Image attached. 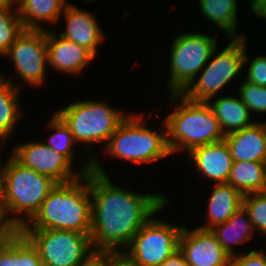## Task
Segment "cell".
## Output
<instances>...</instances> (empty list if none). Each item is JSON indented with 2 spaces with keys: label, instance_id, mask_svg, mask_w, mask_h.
Wrapping results in <instances>:
<instances>
[{
  "label": "cell",
  "instance_id": "6da1fadb",
  "mask_svg": "<svg viewBox=\"0 0 266 266\" xmlns=\"http://www.w3.org/2000/svg\"><path fill=\"white\" fill-rule=\"evenodd\" d=\"M99 159L89 172L91 246L97 253H122L134 235L170 202L167 195L135 193L113 183Z\"/></svg>",
  "mask_w": 266,
  "mask_h": 266
},
{
  "label": "cell",
  "instance_id": "7a4b0ae2",
  "mask_svg": "<svg viewBox=\"0 0 266 266\" xmlns=\"http://www.w3.org/2000/svg\"><path fill=\"white\" fill-rule=\"evenodd\" d=\"M2 163L1 209L6 222L14 230H20L40 210L48 193L57 183L50 177L23 166L12 155Z\"/></svg>",
  "mask_w": 266,
  "mask_h": 266
},
{
  "label": "cell",
  "instance_id": "3957f363",
  "mask_svg": "<svg viewBox=\"0 0 266 266\" xmlns=\"http://www.w3.org/2000/svg\"><path fill=\"white\" fill-rule=\"evenodd\" d=\"M91 193L89 173L57 184L40 210L21 229H55L91 234Z\"/></svg>",
  "mask_w": 266,
  "mask_h": 266
},
{
  "label": "cell",
  "instance_id": "277c9868",
  "mask_svg": "<svg viewBox=\"0 0 266 266\" xmlns=\"http://www.w3.org/2000/svg\"><path fill=\"white\" fill-rule=\"evenodd\" d=\"M55 113L70 128L77 144H84L85 159L82 158L79 169L87 174L93 169V161L96 159L92 153L93 144H108L110 137L129 115L112 108L106 101L99 100H78L71 101L68 106L57 109ZM91 153H87V152ZM86 152V153H85ZM88 158V159H87ZM83 164V165H82Z\"/></svg>",
  "mask_w": 266,
  "mask_h": 266
},
{
  "label": "cell",
  "instance_id": "5b68a950",
  "mask_svg": "<svg viewBox=\"0 0 266 266\" xmlns=\"http://www.w3.org/2000/svg\"><path fill=\"white\" fill-rule=\"evenodd\" d=\"M178 101L164 121L171 153H189L196 147L223 140L225 135L207 102L187 99L181 93L169 94V102Z\"/></svg>",
  "mask_w": 266,
  "mask_h": 266
},
{
  "label": "cell",
  "instance_id": "8992f818",
  "mask_svg": "<svg viewBox=\"0 0 266 266\" xmlns=\"http://www.w3.org/2000/svg\"><path fill=\"white\" fill-rule=\"evenodd\" d=\"M142 114L129 115L122 121L110 137L105 153L111 158L132 163H152L172 155L168 146L167 126L163 120L162 129L147 127Z\"/></svg>",
  "mask_w": 266,
  "mask_h": 266
},
{
  "label": "cell",
  "instance_id": "52a82bcc",
  "mask_svg": "<svg viewBox=\"0 0 266 266\" xmlns=\"http://www.w3.org/2000/svg\"><path fill=\"white\" fill-rule=\"evenodd\" d=\"M216 37L201 32H182L174 37L169 49L168 84L169 94L182 93L211 58L219 46Z\"/></svg>",
  "mask_w": 266,
  "mask_h": 266
},
{
  "label": "cell",
  "instance_id": "ba28073f",
  "mask_svg": "<svg viewBox=\"0 0 266 266\" xmlns=\"http://www.w3.org/2000/svg\"><path fill=\"white\" fill-rule=\"evenodd\" d=\"M246 41V37L229 39V44L220 52H217V47L208 63L199 72V78L193 80L181 94L196 102H208L217 97L223 87L237 78L243 70Z\"/></svg>",
  "mask_w": 266,
  "mask_h": 266
},
{
  "label": "cell",
  "instance_id": "9c48e42d",
  "mask_svg": "<svg viewBox=\"0 0 266 266\" xmlns=\"http://www.w3.org/2000/svg\"><path fill=\"white\" fill-rule=\"evenodd\" d=\"M37 249L43 266H84L97 253L90 234L55 229H20Z\"/></svg>",
  "mask_w": 266,
  "mask_h": 266
},
{
  "label": "cell",
  "instance_id": "30bf717a",
  "mask_svg": "<svg viewBox=\"0 0 266 266\" xmlns=\"http://www.w3.org/2000/svg\"><path fill=\"white\" fill-rule=\"evenodd\" d=\"M155 217L140 228L122 252L135 266H159L179 250L183 226Z\"/></svg>",
  "mask_w": 266,
  "mask_h": 266
},
{
  "label": "cell",
  "instance_id": "8fae6325",
  "mask_svg": "<svg viewBox=\"0 0 266 266\" xmlns=\"http://www.w3.org/2000/svg\"><path fill=\"white\" fill-rule=\"evenodd\" d=\"M2 57L11 59L26 86L44 84L48 69L47 30L24 29Z\"/></svg>",
  "mask_w": 266,
  "mask_h": 266
},
{
  "label": "cell",
  "instance_id": "7c38bea8",
  "mask_svg": "<svg viewBox=\"0 0 266 266\" xmlns=\"http://www.w3.org/2000/svg\"><path fill=\"white\" fill-rule=\"evenodd\" d=\"M17 145V146H16ZM12 147L11 155L23 166L53 179L57 184L71 182L83 176L76 173L73 163L42 141H26Z\"/></svg>",
  "mask_w": 266,
  "mask_h": 266
},
{
  "label": "cell",
  "instance_id": "4fadbf2b",
  "mask_svg": "<svg viewBox=\"0 0 266 266\" xmlns=\"http://www.w3.org/2000/svg\"><path fill=\"white\" fill-rule=\"evenodd\" d=\"M179 250L189 266H230L231 257L222 248L211 230L183 225Z\"/></svg>",
  "mask_w": 266,
  "mask_h": 266
},
{
  "label": "cell",
  "instance_id": "5bb4252c",
  "mask_svg": "<svg viewBox=\"0 0 266 266\" xmlns=\"http://www.w3.org/2000/svg\"><path fill=\"white\" fill-rule=\"evenodd\" d=\"M61 16L65 20V30L58 35L85 47L96 57L97 48L105 40V34L100 28L101 25L95 13L68 3Z\"/></svg>",
  "mask_w": 266,
  "mask_h": 266
},
{
  "label": "cell",
  "instance_id": "9a60e30c",
  "mask_svg": "<svg viewBox=\"0 0 266 266\" xmlns=\"http://www.w3.org/2000/svg\"><path fill=\"white\" fill-rule=\"evenodd\" d=\"M47 50L48 66L61 74L76 76L96 58L85 47L50 30H47Z\"/></svg>",
  "mask_w": 266,
  "mask_h": 266
},
{
  "label": "cell",
  "instance_id": "2e32d148",
  "mask_svg": "<svg viewBox=\"0 0 266 266\" xmlns=\"http://www.w3.org/2000/svg\"><path fill=\"white\" fill-rule=\"evenodd\" d=\"M187 154L202 178L215 184L227 183L234 160L224 139L196 147Z\"/></svg>",
  "mask_w": 266,
  "mask_h": 266
},
{
  "label": "cell",
  "instance_id": "e0dca14e",
  "mask_svg": "<svg viewBox=\"0 0 266 266\" xmlns=\"http://www.w3.org/2000/svg\"><path fill=\"white\" fill-rule=\"evenodd\" d=\"M224 140L234 161L266 162V121L229 133Z\"/></svg>",
  "mask_w": 266,
  "mask_h": 266
},
{
  "label": "cell",
  "instance_id": "ac0fdd59",
  "mask_svg": "<svg viewBox=\"0 0 266 266\" xmlns=\"http://www.w3.org/2000/svg\"><path fill=\"white\" fill-rule=\"evenodd\" d=\"M207 203L206 223L198 226L210 230L226 222L241 206L243 195L228 183L215 184Z\"/></svg>",
  "mask_w": 266,
  "mask_h": 266
},
{
  "label": "cell",
  "instance_id": "d6986e66",
  "mask_svg": "<svg viewBox=\"0 0 266 266\" xmlns=\"http://www.w3.org/2000/svg\"><path fill=\"white\" fill-rule=\"evenodd\" d=\"M207 103L219 121L224 135L249 127L256 122L251 120L253 116L239 96L223 94L221 97L210 99Z\"/></svg>",
  "mask_w": 266,
  "mask_h": 266
},
{
  "label": "cell",
  "instance_id": "ffe728a7",
  "mask_svg": "<svg viewBox=\"0 0 266 266\" xmlns=\"http://www.w3.org/2000/svg\"><path fill=\"white\" fill-rule=\"evenodd\" d=\"M230 257L237 255L233 245H244L255 235L248 212L241 206L226 222L210 229Z\"/></svg>",
  "mask_w": 266,
  "mask_h": 266
},
{
  "label": "cell",
  "instance_id": "44dd1931",
  "mask_svg": "<svg viewBox=\"0 0 266 266\" xmlns=\"http://www.w3.org/2000/svg\"><path fill=\"white\" fill-rule=\"evenodd\" d=\"M68 3L66 0H19L18 15L25 29L47 30L43 23L55 26Z\"/></svg>",
  "mask_w": 266,
  "mask_h": 266
},
{
  "label": "cell",
  "instance_id": "7402d4cb",
  "mask_svg": "<svg viewBox=\"0 0 266 266\" xmlns=\"http://www.w3.org/2000/svg\"><path fill=\"white\" fill-rule=\"evenodd\" d=\"M0 138L8 142V138L13 136L17 129L18 121L23 118L25 110L20 105V84L5 78L4 73H0ZM24 111V112H23Z\"/></svg>",
  "mask_w": 266,
  "mask_h": 266
},
{
  "label": "cell",
  "instance_id": "603a6c76",
  "mask_svg": "<svg viewBox=\"0 0 266 266\" xmlns=\"http://www.w3.org/2000/svg\"><path fill=\"white\" fill-rule=\"evenodd\" d=\"M203 19L212 22L218 31H223L229 39L245 37V33L237 34L238 0H197Z\"/></svg>",
  "mask_w": 266,
  "mask_h": 266
},
{
  "label": "cell",
  "instance_id": "cb8c5ba5",
  "mask_svg": "<svg viewBox=\"0 0 266 266\" xmlns=\"http://www.w3.org/2000/svg\"><path fill=\"white\" fill-rule=\"evenodd\" d=\"M227 183L243 196L266 192V162L234 161Z\"/></svg>",
  "mask_w": 266,
  "mask_h": 266
},
{
  "label": "cell",
  "instance_id": "d4e9b609",
  "mask_svg": "<svg viewBox=\"0 0 266 266\" xmlns=\"http://www.w3.org/2000/svg\"><path fill=\"white\" fill-rule=\"evenodd\" d=\"M47 128L54 132L49 135L48 139L46 137V140L42 142L58 153L65 155L72 163H74L76 151H74L75 148H73V146L75 144L77 145V143L70 128L55 112L49 119Z\"/></svg>",
  "mask_w": 266,
  "mask_h": 266
},
{
  "label": "cell",
  "instance_id": "484cf974",
  "mask_svg": "<svg viewBox=\"0 0 266 266\" xmlns=\"http://www.w3.org/2000/svg\"><path fill=\"white\" fill-rule=\"evenodd\" d=\"M24 29L17 7L0 6V56L9 50Z\"/></svg>",
  "mask_w": 266,
  "mask_h": 266
},
{
  "label": "cell",
  "instance_id": "4316f807",
  "mask_svg": "<svg viewBox=\"0 0 266 266\" xmlns=\"http://www.w3.org/2000/svg\"><path fill=\"white\" fill-rule=\"evenodd\" d=\"M242 206L248 212L256 233L266 236V192L243 196Z\"/></svg>",
  "mask_w": 266,
  "mask_h": 266
},
{
  "label": "cell",
  "instance_id": "83f0119b",
  "mask_svg": "<svg viewBox=\"0 0 266 266\" xmlns=\"http://www.w3.org/2000/svg\"><path fill=\"white\" fill-rule=\"evenodd\" d=\"M238 96L247 106L251 115L266 114V87L259 86L243 79L238 86Z\"/></svg>",
  "mask_w": 266,
  "mask_h": 266
},
{
  "label": "cell",
  "instance_id": "f1b7e54d",
  "mask_svg": "<svg viewBox=\"0 0 266 266\" xmlns=\"http://www.w3.org/2000/svg\"><path fill=\"white\" fill-rule=\"evenodd\" d=\"M248 58L247 51L244 55L243 67L248 64V69L243 79L250 83L266 87V55L256 56L253 60ZM249 61V63H248Z\"/></svg>",
  "mask_w": 266,
  "mask_h": 266
},
{
  "label": "cell",
  "instance_id": "f546056e",
  "mask_svg": "<svg viewBox=\"0 0 266 266\" xmlns=\"http://www.w3.org/2000/svg\"><path fill=\"white\" fill-rule=\"evenodd\" d=\"M18 266H43L37 249L18 230Z\"/></svg>",
  "mask_w": 266,
  "mask_h": 266
},
{
  "label": "cell",
  "instance_id": "4dcf8cb0",
  "mask_svg": "<svg viewBox=\"0 0 266 266\" xmlns=\"http://www.w3.org/2000/svg\"><path fill=\"white\" fill-rule=\"evenodd\" d=\"M18 230L0 240V266H18Z\"/></svg>",
  "mask_w": 266,
  "mask_h": 266
},
{
  "label": "cell",
  "instance_id": "1f68e13d",
  "mask_svg": "<svg viewBox=\"0 0 266 266\" xmlns=\"http://www.w3.org/2000/svg\"><path fill=\"white\" fill-rule=\"evenodd\" d=\"M250 249L247 254L242 251V254L231 257L230 266H266V251Z\"/></svg>",
  "mask_w": 266,
  "mask_h": 266
},
{
  "label": "cell",
  "instance_id": "d6a6232c",
  "mask_svg": "<svg viewBox=\"0 0 266 266\" xmlns=\"http://www.w3.org/2000/svg\"><path fill=\"white\" fill-rule=\"evenodd\" d=\"M105 266H135L122 253H105Z\"/></svg>",
  "mask_w": 266,
  "mask_h": 266
},
{
  "label": "cell",
  "instance_id": "836d02e7",
  "mask_svg": "<svg viewBox=\"0 0 266 266\" xmlns=\"http://www.w3.org/2000/svg\"><path fill=\"white\" fill-rule=\"evenodd\" d=\"M251 15L258 17V19H264L266 21V0H250Z\"/></svg>",
  "mask_w": 266,
  "mask_h": 266
},
{
  "label": "cell",
  "instance_id": "e575fe53",
  "mask_svg": "<svg viewBox=\"0 0 266 266\" xmlns=\"http://www.w3.org/2000/svg\"><path fill=\"white\" fill-rule=\"evenodd\" d=\"M159 266H189L186 262L183 254L180 250H177L174 254L169 256L161 265Z\"/></svg>",
  "mask_w": 266,
  "mask_h": 266
},
{
  "label": "cell",
  "instance_id": "d590c367",
  "mask_svg": "<svg viewBox=\"0 0 266 266\" xmlns=\"http://www.w3.org/2000/svg\"><path fill=\"white\" fill-rule=\"evenodd\" d=\"M14 229L6 222L0 205V240L5 239Z\"/></svg>",
  "mask_w": 266,
  "mask_h": 266
},
{
  "label": "cell",
  "instance_id": "8d00e7d4",
  "mask_svg": "<svg viewBox=\"0 0 266 266\" xmlns=\"http://www.w3.org/2000/svg\"><path fill=\"white\" fill-rule=\"evenodd\" d=\"M84 266H105V253L97 254Z\"/></svg>",
  "mask_w": 266,
  "mask_h": 266
},
{
  "label": "cell",
  "instance_id": "74e56055",
  "mask_svg": "<svg viewBox=\"0 0 266 266\" xmlns=\"http://www.w3.org/2000/svg\"><path fill=\"white\" fill-rule=\"evenodd\" d=\"M0 6L17 7V2L15 0H0Z\"/></svg>",
  "mask_w": 266,
  "mask_h": 266
},
{
  "label": "cell",
  "instance_id": "f35d334b",
  "mask_svg": "<svg viewBox=\"0 0 266 266\" xmlns=\"http://www.w3.org/2000/svg\"><path fill=\"white\" fill-rule=\"evenodd\" d=\"M2 144L4 145L5 143H0V152H1V150L3 149V147H4ZM0 154H1V153H0ZM0 156H1V155H0ZM1 161H2V158L0 157V170H1V164H2Z\"/></svg>",
  "mask_w": 266,
  "mask_h": 266
},
{
  "label": "cell",
  "instance_id": "ab89813d",
  "mask_svg": "<svg viewBox=\"0 0 266 266\" xmlns=\"http://www.w3.org/2000/svg\"><path fill=\"white\" fill-rule=\"evenodd\" d=\"M82 1L91 3V2L96 1V0H82Z\"/></svg>",
  "mask_w": 266,
  "mask_h": 266
}]
</instances>
